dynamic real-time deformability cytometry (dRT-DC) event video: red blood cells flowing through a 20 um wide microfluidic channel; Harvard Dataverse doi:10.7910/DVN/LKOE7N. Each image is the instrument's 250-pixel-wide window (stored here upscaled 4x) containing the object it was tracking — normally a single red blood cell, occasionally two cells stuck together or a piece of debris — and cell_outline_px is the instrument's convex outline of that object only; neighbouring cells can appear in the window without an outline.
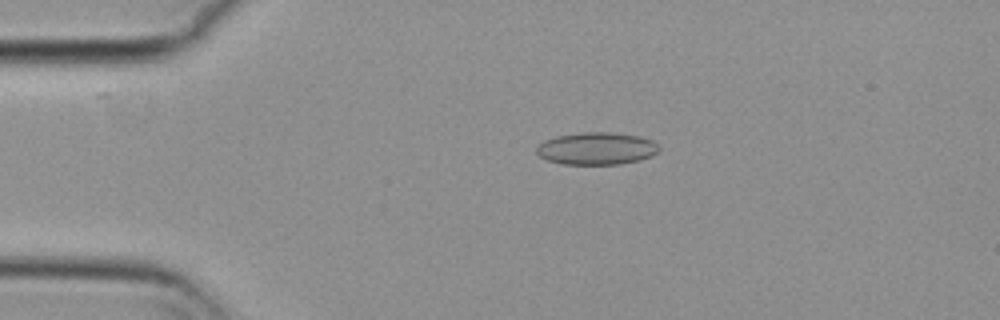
{"species": "common noctule bat (a hibernating species)", "species_latin": "Nyctalus noctula", "temperature_condition": "cold", "stored_images_in_passage": 17, "camera_frame_rate_fps": 3000, "um_per_image_px": 0.085, "animal": {"sex": "female", "body_mass_g": 29.2, "forearm_length_mm": 56.3}, "frame": {"image": 1, "passage_image": 12, "time_ms": 3.667, "image_size_px": [1000, 320], "cell_outline_px": [[660, 148], [652, 156], [640, 160], [620, 164], [560, 164], [548, 160], [540, 156], [536, 152], [536, 144], [544, 140], [556, 136], [580, 132], [608, 132], [640, 136], [652, 140]], "centroid_in_image_um": [50.68, 12.62], "position_along_channel_um": 34.3, "area_um2": 23.24}}